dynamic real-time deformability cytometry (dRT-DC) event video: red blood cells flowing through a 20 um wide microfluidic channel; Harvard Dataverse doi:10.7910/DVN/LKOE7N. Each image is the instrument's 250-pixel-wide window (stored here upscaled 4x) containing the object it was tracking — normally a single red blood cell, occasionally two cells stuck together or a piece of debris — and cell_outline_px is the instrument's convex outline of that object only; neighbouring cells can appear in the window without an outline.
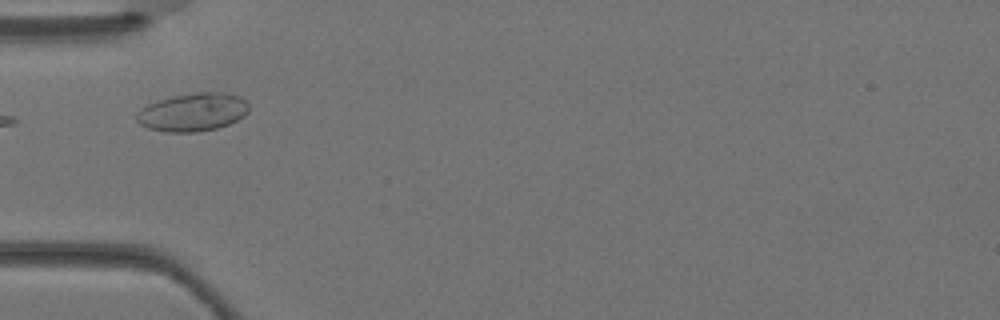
{"species": "Egyptian fruit bat (a non-hibernating species)", "species_latin": "Rousettus aegyptiacus", "temperature_condition": "warm", "stored_images_in_passage": 2, "camera_frame_rate_fps": 3000, "um_per_image_px": 0.085, "animal": {"sex": "female"}, "frame": {"image": 1, "passage_image": 2, "time_ms": 0.333, "image_size_px": [1000, 320], "cell_outline_px": [[248, 112], [244, 116], [228, 124], [216, 128], [196, 132], [168, 132], [148, 128], [140, 124], [136, 120], [136, 112], [140, 108], [156, 100], [172, 96], [196, 92], [224, 92], [240, 96], [248, 104]], "centroid_in_image_um": [16.36, 9.52], "position_along_channel_um": 68.6, "area_um2": 25.09}}